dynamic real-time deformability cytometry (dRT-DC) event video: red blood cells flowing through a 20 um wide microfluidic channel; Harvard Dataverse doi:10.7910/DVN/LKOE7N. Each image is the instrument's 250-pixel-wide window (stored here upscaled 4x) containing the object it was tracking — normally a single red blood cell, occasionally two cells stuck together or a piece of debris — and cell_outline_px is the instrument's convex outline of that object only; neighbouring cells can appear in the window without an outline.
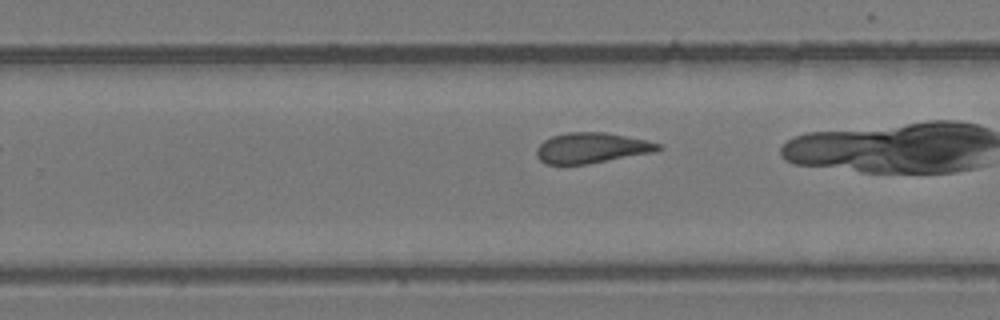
{"species": "common noctule bat (a hibernating species)", "species_latin": "Nyctalus noctula", "temperature_condition": "room temperature", "stored_images_in_passage": 25, "camera_frame_rate_fps": 3000, "um_per_image_px": 0.085, "animal": {"sex": "female", "body_mass_g": 24.6, "forearm_length_mm": 56.2}, "frame": {"image": 1, "passage_image": 18, "time_ms": 5.667, "image_size_px": [1000, 320], "cell_outline_px": [[664, 148], [656, 152], [588, 164], [544, 164], [536, 156], [536, 148], [544, 140], [552, 136], [568, 132], [604, 132], [648, 140], [660, 144]], "centroid_in_image_um": [50.31, 12.58], "position_along_channel_um": 279.5, "area_um2": 21.79}}